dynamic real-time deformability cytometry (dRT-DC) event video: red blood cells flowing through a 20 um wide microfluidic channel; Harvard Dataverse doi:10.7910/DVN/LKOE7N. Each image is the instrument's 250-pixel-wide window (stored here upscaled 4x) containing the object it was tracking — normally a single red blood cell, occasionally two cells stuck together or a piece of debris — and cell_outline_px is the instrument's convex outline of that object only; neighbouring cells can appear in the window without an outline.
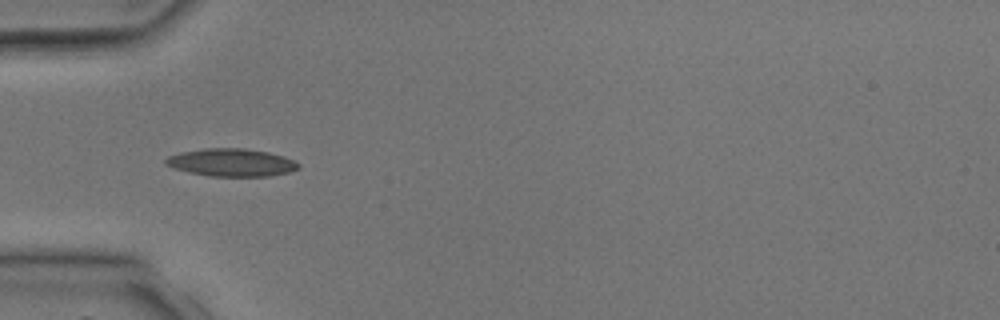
{"species": "common noctule bat (a hibernating species)", "species_latin": "Nyctalus noctula", "temperature_condition": "room temperature", "stored_images_in_passage": 2, "camera_frame_rate_fps": 3000, "um_per_image_px": 0.085, "animal": {"sex": "male", "body_mass_g": 17.9, "forearm_length_mm": 54.2}, "frame": {"image": 1, "passage_image": 2, "time_ms": 1.333, "image_size_px": [1000, 320], "cell_outline_px": [[300, 168], [288, 172], [268, 176], [208, 176], [188, 172], [164, 164], [164, 160], [168, 156], [180, 152], [204, 148], [244, 148], [268, 152], [284, 156], [300, 164]], "centroid_in_image_um": [19.66, 13.81], "position_along_channel_um": 65.3, "area_um2": 21.44}}